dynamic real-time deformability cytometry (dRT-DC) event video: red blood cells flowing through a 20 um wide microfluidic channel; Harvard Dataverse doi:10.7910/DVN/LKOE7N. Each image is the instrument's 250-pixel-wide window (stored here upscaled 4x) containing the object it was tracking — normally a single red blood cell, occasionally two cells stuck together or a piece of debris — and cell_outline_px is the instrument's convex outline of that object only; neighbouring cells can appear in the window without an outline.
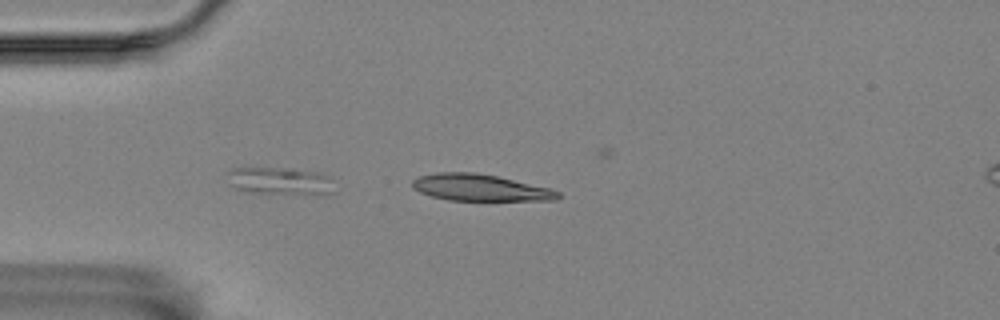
{"species": "Egyptian fruit bat (a non-hibernating species)", "species_latin": "Rousettus aegyptiacus", "temperature_condition": "room temperature", "stored_images_in_passage": 43, "segment_of_instrument_passage": [1, 3], "camera_frame_rate_fps": 3000, "um_per_image_px": 0.085, "animal": {"sex": "female"}, "frame": {"image": 1, "passage_image": 2, "time_ms": 0.333, "image_size_px": [1000, 320], "cell_outline_px": [[564, 196], [556, 200], [448, 200], [432, 196], [420, 192], [412, 188], [412, 180], [420, 176], [436, 172], [472, 172], [496, 176], [552, 188], [560, 192]], "centroid_in_image_um": [40.85, 15.95], "position_along_channel_um": 44.2, "area_um2": 22.66}}